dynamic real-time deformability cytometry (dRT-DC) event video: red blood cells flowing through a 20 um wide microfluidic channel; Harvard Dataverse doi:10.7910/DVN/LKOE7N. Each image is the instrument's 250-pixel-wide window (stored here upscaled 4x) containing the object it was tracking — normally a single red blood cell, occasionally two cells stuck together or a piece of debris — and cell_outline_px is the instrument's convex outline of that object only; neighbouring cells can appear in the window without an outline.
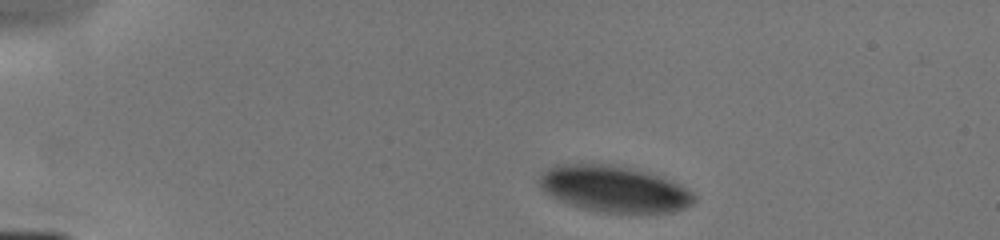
{"species": "human", "species_latin": "Homo sapiens", "temperature_condition": "cold", "stored_images_in_passage": 5, "camera_frame_rate_fps": 3000, "um_per_image_px": 0.085, "donor": {"sex": "male"}, "frame": {"image": 1, "passage_image": 1, "time_ms": 0.0, "image_size_px": [1000, 240], "cell_outline_px": [[696, 200], [692, 204], [684, 208], [672, 212], [604, 212], [584, 208], [568, 204], [552, 196], [536, 180], [548, 168], [556, 164], [612, 164], [648, 172], [664, 176], [680, 184], [692, 192], [696, 196]], "centroid_in_image_um": [52.25, 16.04], "position_along_channel_um": 32.8, "area_um2": 41.56}}
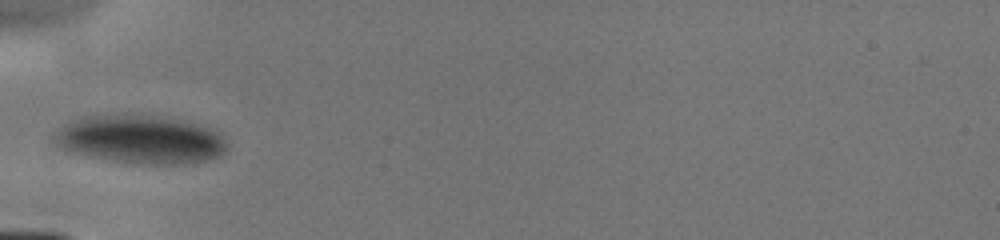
{"frame": {"image": 2, "passage_image": 4, "time_ms": 2.667, "image_size_px": [1000, 240], "cell_outline_px": [[228, 144], [224, 152], [216, 156], [204, 160], [176, 164], [152, 164], [116, 160], [88, 156], [64, 148], [60, 144], [56, 136], [68, 120], [84, 116], [156, 116], [188, 120], [208, 124], [220, 132], [224, 136]], "centroid_in_image_um": [12.1, 11.82], "position_along_channel_um": 72.9, "area_um2": 47.8}}
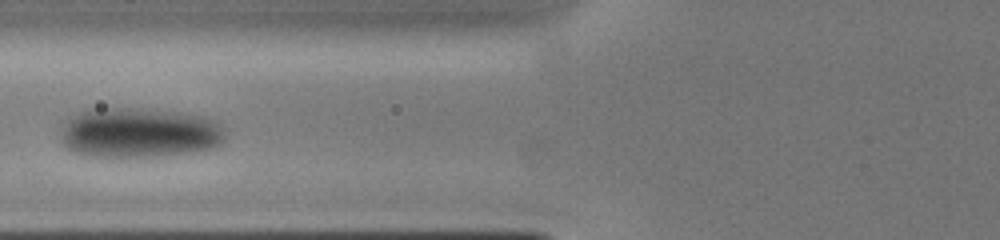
{"frame": {"image": 3, "passage_image": 5, "time_ms": 3.667, "image_size_px": [1000, 240], "cell_outline_px": [[224, 140], [220, 144], [212, 148], [188, 152], [156, 156], [92, 156], [76, 152], [68, 148], [60, 140], [60, 124], [68, 116], [88, 108], [140, 108], [180, 112], [204, 116], [216, 120], [224, 132]], "centroid_in_image_um": [11.76, 11.25], "position_along_channel_um": 114.0, "area_um2": 48.32}}